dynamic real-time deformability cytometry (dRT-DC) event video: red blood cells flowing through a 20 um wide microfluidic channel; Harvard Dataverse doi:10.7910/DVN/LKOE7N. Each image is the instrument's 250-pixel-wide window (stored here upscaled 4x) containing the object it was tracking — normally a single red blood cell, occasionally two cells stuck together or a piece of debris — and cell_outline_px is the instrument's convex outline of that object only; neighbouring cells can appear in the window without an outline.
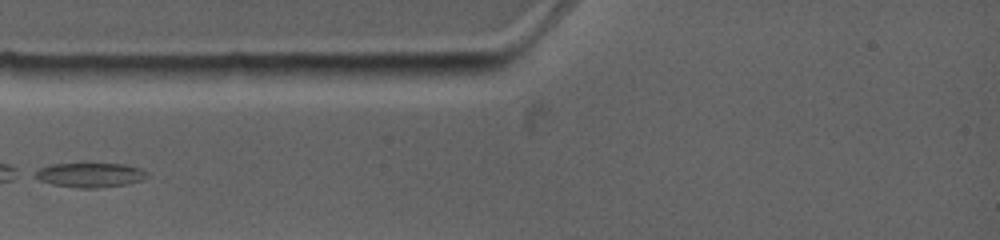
{"species": "common noctule bat (a hibernating species)", "species_latin": "Nyctalus noctula", "temperature_condition": "warm", "stored_images_in_passage": 1, "camera_frame_rate_fps": 4500, "um_per_image_px": 0.085, "animal": {"sex": "female", "body_mass_g": 19.0, "forearm_length_mm": 53.3}, "frame": {"image": 1, "passage_image": 1, "time_ms": 0.0, "image_size_px": [1000, 240], "cell_outline_px": [[148, 176], [140, 180], [128, 184], [96, 188], [80, 188], [52, 184], [40, 180], [32, 176], [32, 172], [40, 168], [52, 164], [124, 164], [140, 168], [148, 172]], "centroid_in_image_um": [7.63, 14.87], "position_along_channel_um": 77.4, "area_um2": 15.95}}